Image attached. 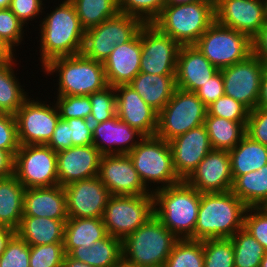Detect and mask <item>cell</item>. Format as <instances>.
Segmentation results:
<instances>
[{"instance_id":"obj_1","label":"cell","mask_w":267,"mask_h":267,"mask_svg":"<svg viewBox=\"0 0 267 267\" xmlns=\"http://www.w3.org/2000/svg\"><path fill=\"white\" fill-rule=\"evenodd\" d=\"M40 17V61L43 68L51 60L80 54L85 30L82 28L75 7L70 0L56 5L53 11Z\"/></svg>"},{"instance_id":"obj_2","label":"cell","mask_w":267,"mask_h":267,"mask_svg":"<svg viewBox=\"0 0 267 267\" xmlns=\"http://www.w3.org/2000/svg\"><path fill=\"white\" fill-rule=\"evenodd\" d=\"M247 208L231 190L201 193L194 240L231 238L243 229Z\"/></svg>"},{"instance_id":"obj_3","label":"cell","mask_w":267,"mask_h":267,"mask_svg":"<svg viewBox=\"0 0 267 267\" xmlns=\"http://www.w3.org/2000/svg\"><path fill=\"white\" fill-rule=\"evenodd\" d=\"M154 215L178 239L194 240L201 193L185 180L152 192Z\"/></svg>"},{"instance_id":"obj_4","label":"cell","mask_w":267,"mask_h":267,"mask_svg":"<svg viewBox=\"0 0 267 267\" xmlns=\"http://www.w3.org/2000/svg\"><path fill=\"white\" fill-rule=\"evenodd\" d=\"M177 240L153 214L122 240V263L130 267H164Z\"/></svg>"},{"instance_id":"obj_5","label":"cell","mask_w":267,"mask_h":267,"mask_svg":"<svg viewBox=\"0 0 267 267\" xmlns=\"http://www.w3.org/2000/svg\"><path fill=\"white\" fill-rule=\"evenodd\" d=\"M215 22V0L166 5L152 22L180 46L194 45Z\"/></svg>"},{"instance_id":"obj_6","label":"cell","mask_w":267,"mask_h":267,"mask_svg":"<svg viewBox=\"0 0 267 267\" xmlns=\"http://www.w3.org/2000/svg\"><path fill=\"white\" fill-rule=\"evenodd\" d=\"M41 69L48 76H59L57 95L89 96L108 86L103 63L82 53L55 58Z\"/></svg>"},{"instance_id":"obj_7","label":"cell","mask_w":267,"mask_h":267,"mask_svg":"<svg viewBox=\"0 0 267 267\" xmlns=\"http://www.w3.org/2000/svg\"><path fill=\"white\" fill-rule=\"evenodd\" d=\"M128 155L140 180L151 192L182 181L174 170L169 142L156 135L145 136Z\"/></svg>"},{"instance_id":"obj_8","label":"cell","mask_w":267,"mask_h":267,"mask_svg":"<svg viewBox=\"0 0 267 267\" xmlns=\"http://www.w3.org/2000/svg\"><path fill=\"white\" fill-rule=\"evenodd\" d=\"M194 45L219 70L253 54L252 39L248 35L222 26L216 21Z\"/></svg>"},{"instance_id":"obj_9","label":"cell","mask_w":267,"mask_h":267,"mask_svg":"<svg viewBox=\"0 0 267 267\" xmlns=\"http://www.w3.org/2000/svg\"><path fill=\"white\" fill-rule=\"evenodd\" d=\"M207 107L194 92L176 88L158 113L156 136L166 141L204 124Z\"/></svg>"},{"instance_id":"obj_10","label":"cell","mask_w":267,"mask_h":267,"mask_svg":"<svg viewBox=\"0 0 267 267\" xmlns=\"http://www.w3.org/2000/svg\"><path fill=\"white\" fill-rule=\"evenodd\" d=\"M143 24L139 18L119 12L115 17L85 31L81 53L103 63L117 45L129 42Z\"/></svg>"},{"instance_id":"obj_11","label":"cell","mask_w":267,"mask_h":267,"mask_svg":"<svg viewBox=\"0 0 267 267\" xmlns=\"http://www.w3.org/2000/svg\"><path fill=\"white\" fill-rule=\"evenodd\" d=\"M154 214L153 195H111L103 214L108 235L123 240Z\"/></svg>"},{"instance_id":"obj_12","label":"cell","mask_w":267,"mask_h":267,"mask_svg":"<svg viewBox=\"0 0 267 267\" xmlns=\"http://www.w3.org/2000/svg\"><path fill=\"white\" fill-rule=\"evenodd\" d=\"M14 175L25 188L58 185L57 152L47 145H20Z\"/></svg>"},{"instance_id":"obj_13","label":"cell","mask_w":267,"mask_h":267,"mask_svg":"<svg viewBox=\"0 0 267 267\" xmlns=\"http://www.w3.org/2000/svg\"><path fill=\"white\" fill-rule=\"evenodd\" d=\"M36 99L28 97L15 114L20 145H46L60 119L56 104Z\"/></svg>"},{"instance_id":"obj_14","label":"cell","mask_w":267,"mask_h":267,"mask_svg":"<svg viewBox=\"0 0 267 267\" xmlns=\"http://www.w3.org/2000/svg\"><path fill=\"white\" fill-rule=\"evenodd\" d=\"M266 64L254 54L221 69L224 94L241 102L249 110L258 106L261 80Z\"/></svg>"},{"instance_id":"obj_15","label":"cell","mask_w":267,"mask_h":267,"mask_svg":"<svg viewBox=\"0 0 267 267\" xmlns=\"http://www.w3.org/2000/svg\"><path fill=\"white\" fill-rule=\"evenodd\" d=\"M140 72L175 75L180 45L152 23L141 26Z\"/></svg>"},{"instance_id":"obj_16","label":"cell","mask_w":267,"mask_h":267,"mask_svg":"<svg viewBox=\"0 0 267 267\" xmlns=\"http://www.w3.org/2000/svg\"><path fill=\"white\" fill-rule=\"evenodd\" d=\"M215 21L253 39L267 21L265 0H215Z\"/></svg>"},{"instance_id":"obj_17","label":"cell","mask_w":267,"mask_h":267,"mask_svg":"<svg viewBox=\"0 0 267 267\" xmlns=\"http://www.w3.org/2000/svg\"><path fill=\"white\" fill-rule=\"evenodd\" d=\"M97 177L111 195H153L140 180L128 154L102 155Z\"/></svg>"},{"instance_id":"obj_18","label":"cell","mask_w":267,"mask_h":267,"mask_svg":"<svg viewBox=\"0 0 267 267\" xmlns=\"http://www.w3.org/2000/svg\"><path fill=\"white\" fill-rule=\"evenodd\" d=\"M70 218H102L111 194L98 177L64 186Z\"/></svg>"},{"instance_id":"obj_19","label":"cell","mask_w":267,"mask_h":267,"mask_svg":"<svg viewBox=\"0 0 267 267\" xmlns=\"http://www.w3.org/2000/svg\"><path fill=\"white\" fill-rule=\"evenodd\" d=\"M169 145L174 170L181 180H186L212 150L204 124L173 138Z\"/></svg>"},{"instance_id":"obj_20","label":"cell","mask_w":267,"mask_h":267,"mask_svg":"<svg viewBox=\"0 0 267 267\" xmlns=\"http://www.w3.org/2000/svg\"><path fill=\"white\" fill-rule=\"evenodd\" d=\"M185 181L200 193L231 190L233 178L229 152L212 149Z\"/></svg>"},{"instance_id":"obj_21","label":"cell","mask_w":267,"mask_h":267,"mask_svg":"<svg viewBox=\"0 0 267 267\" xmlns=\"http://www.w3.org/2000/svg\"><path fill=\"white\" fill-rule=\"evenodd\" d=\"M116 115L144 136H155L158 112L148 105L129 84L115 86Z\"/></svg>"},{"instance_id":"obj_22","label":"cell","mask_w":267,"mask_h":267,"mask_svg":"<svg viewBox=\"0 0 267 267\" xmlns=\"http://www.w3.org/2000/svg\"><path fill=\"white\" fill-rule=\"evenodd\" d=\"M102 154L94 145L73 146L57 152L58 185L98 176Z\"/></svg>"},{"instance_id":"obj_23","label":"cell","mask_w":267,"mask_h":267,"mask_svg":"<svg viewBox=\"0 0 267 267\" xmlns=\"http://www.w3.org/2000/svg\"><path fill=\"white\" fill-rule=\"evenodd\" d=\"M145 136L117 115L93 125V145L102 155L128 154Z\"/></svg>"},{"instance_id":"obj_24","label":"cell","mask_w":267,"mask_h":267,"mask_svg":"<svg viewBox=\"0 0 267 267\" xmlns=\"http://www.w3.org/2000/svg\"><path fill=\"white\" fill-rule=\"evenodd\" d=\"M218 71L195 45L180 46L175 74L176 88L195 92Z\"/></svg>"},{"instance_id":"obj_25","label":"cell","mask_w":267,"mask_h":267,"mask_svg":"<svg viewBox=\"0 0 267 267\" xmlns=\"http://www.w3.org/2000/svg\"><path fill=\"white\" fill-rule=\"evenodd\" d=\"M141 28L127 43L117 45L103 62L108 85L129 84L140 72Z\"/></svg>"},{"instance_id":"obj_26","label":"cell","mask_w":267,"mask_h":267,"mask_svg":"<svg viewBox=\"0 0 267 267\" xmlns=\"http://www.w3.org/2000/svg\"><path fill=\"white\" fill-rule=\"evenodd\" d=\"M23 216L68 219L64 187L25 188Z\"/></svg>"},{"instance_id":"obj_27","label":"cell","mask_w":267,"mask_h":267,"mask_svg":"<svg viewBox=\"0 0 267 267\" xmlns=\"http://www.w3.org/2000/svg\"><path fill=\"white\" fill-rule=\"evenodd\" d=\"M67 219L23 216L15 233L28 245L64 243Z\"/></svg>"},{"instance_id":"obj_28","label":"cell","mask_w":267,"mask_h":267,"mask_svg":"<svg viewBox=\"0 0 267 267\" xmlns=\"http://www.w3.org/2000/svg\"><path fill=\"white\" fill-rule=\"evenodd\" d=\"M129 85L158 113L169 102L176 89L175 75L143 72H139Z\"/></svg>"},{"instance_id":"obj_29","label":"cell","mask_w":267,"mask_h":267,"mask_svg":"<svg viewBox=\"0 0 267 267\" xmlns=\"http://www.w3.org/2000/svg\"><path fill=\"white\" fill-rule=\"evenodd\" d=\"M68 255L91 267H117L122 263V240L107 234L90 248L78 246Z\"/></svg>"},{"instance_id":"obj_30","label":"cell","mask_w":267,"mask_h":267,"mask_svg":"<svg viewBox=\"0 0 267 267\" xmlns=\"http://www.w3.org/2000/svg\"><path fill=\"white\" fill-rule=\"evenodd\" d=\"M25 187L13 174L0 178V226L14 231L23 217Z\"/></svg>"},{"instance_id":"obj_31","label":"cell","mask_w":267,"mask_h":267,"mask_svg":"<svg viewBox=\"0 0 267 267\" xmlns=\"http://www.w3.org/2000/svg\"><path fill=\"white\" fill-rule=\"evenodd\" d=\"M107 235L102 218H70L65 224L64 251L69 254L75 247L90 248Z\"/></svg>"},{"instance_id":"obj_32","label":"cell","mask_w":267,"mask_h":267,"mask_svg":"<svg viewBox=\"0 0 267 267\" xmlns=\"http://www.w3.org/2000/svg\"><path fill=\"white\" fill-rule=\"evenodd\" d=\"M233 181L243 174L258 171L267 164V146L246 134L236 147L228 151Z\"/></svg>"},{"instance_id":"obj_33","label":"cell","mask_w":267,"mask_h":267,"mask_svg":"<svg viewBox=\"0 0 267 267\" xmlns=\"http://www.w3.org/2000/svg\"><path fill=\"white\" fill-rule=\"evenodd\" d=\"M231 192L248 208L267 207V164L258 171L238 176Z\"/></svg>"},{"instance_id":"obj_34","label":"cell","mask_w":267,"mask_h":267,"mask_svg":"<svg viewBox=\"0 0 267 267\" xmlns=\"http://www.w3.org/2000/svg\"><path fill=\"white\" fill-rule=\"evenodd\" d=\"M247 122H236L216 116H206L204 125L212 149L230 151L246 134Z\"/></svg>"},{"instance_id":"obj_35","label":"cell","mask_w":267,"mask_h":267,"mask_svg":"<svg viewBox=\"0 0 267 267\" xmlns=\"http://www.w3.org/2000/svg\"><path fill=\"white\" fill-rule=\"evenodd\" d=\"M16 62L0 64V113L15 115L29 97L15 75Z\"/></svg>"},{"instance_id":"obj_36","label":"cell","mask_w":267,"mask_h":267,"mask_svg":"<svg viewBox=\"0 0 267 267\" xmlns=\"http://www.w3.org/2000/svg\"><path fill=\"white\" fill-rule=\"evenodd\" d=\"M79 17L82 28L86 31L109 18L115 17L120 11L117 0H70Z\"/></svg>"},{"instance_id":"obj_37","label":"cell","mask_w":267,"mask_h":267,"mask_svg":"<svg viewBox=\"0 0 267 267\" xmlns=\"http://www.w3.org/2000/svg\"><path fill=\"white\" fill-rule=\"evenodd\" d=\"M234 249V267H260L266 252L263 246L245 229L231 237Z\"/></svg>"},{"instance_id":"obj_38","label":"cell","mask_w":267,"mask_h":267,"mask_svg":"<svg viewBox=\"0 0 267 267\" xmlns=\"http://www.w3.org/2000/svg\"><path fill=\"white\" fill-rule=\"evenodd\" d=\"M164 267H204L203 241L178 239Z\"/></svg>"},{"instance_id":"obj_39","label":"cell","mask_w":267,"mask_h":267,"mask_svg":"<svg viewBox=\"0 0 267 267\" xmlns=\"http://www.w3.org/2000/svg\"><path fill=\"white\" fill-rule=\"evenodd\" d=\"M204 267H234L231 238L203 240Z\"/></svg>"},{"instance_id":"obj_40","label":"cell","mask_w":267,"mask_h":267,"mask_svg":"<svg viewBox=\"0 0 267 267\" xmlns=\"http://www.w3.org/2000/svg\"><path fill=\"white\" fill-rule=\"evenodd\" d=\"M92 109L90 122L92 125L105 122L116 115V91L108 85L104 89L89 95Z\"/></svg>"},{"instance_id":"obj_41","label":"cell","mask_w":267,"mask_h":267,"mask_svg":"<svg viewBox=\"0 0 267 267\" xmlns=\"http://www.w3.org/2000/svg\"><path fill=\"white\" fill-rule=\"evenodd\" d=\"M120 13L152 23L167 5V0H117Z\"/></svg>"},{"instance_id":"obj_42","label":"cell","mask_w":267,"mask_h":267,"mask_svg":"<svg viewBox=\"0 0 267 267\" xmlns=\"http://www.w3.org/2000/svg\"><path fill=\"white\" fill-rule=\"evenodd\" d=\"M55 97L57 100L54 103L56 102L61 119H90L92 105L89 96L56 95Z\"/></svg>"},{"instance_id":"obj_43","label":"cell","mask_w":267,"mask_h":267,"mask_svg":"<svg viewBox=\"0 0 267 267\" xmlns=\"http://www.w3.org/2000/svg\"><path fill=\"white\" fill-rule=\"evenodd\" d=\"M64 243L30 246V267H63Z\"/></svg>"},{"instance_id":"obj_44","label":"cell","mask_w":267,"mask_h":267,"mask_svg":"<svg viewBox=\"0 0 267 267\" xmlns=\"http://www.w3.org/2000/svg\"><path fill=\"white\" fill-rule=\"evenodd\" d=\"M250 110L241 102L223 95L207 107L206 116H216L236 122H247Z\"/></svg>"},{"instance_id":"obj_45","label":"cell","mask_w":267,"mask_h":267,"mask_svg":"<svg viewBox=\"0 0 267 267\" xmlns=\"http://www.w3.org/2000/svg\"><path fill=\"white\" fill-rule=\"evenodd\" d=\"M24 27L26 28L9 8L0 9V38L14 51L24 40Z\"/></svg>"},{"instance_id":"obj_46","label":"cell","mask_w":267,"mask_h":267,"mask_svg":"<svg viewBox=\"0 0 267 267\" xmlns=\"http://www.w3.org/2000/svg\"><path fill=\"white\" fill-rule=\"evenodd\" d=\"M29 259L30 245L15 233L0 255V267H30Z\"/></svg>"},{"instance_id":"obj_47","label":"cell","mask_w":267,"mask_h":267,"mask_svg":"<svg viewBox=\"0 0 267 267\" xmlns=\"http://www.w3.org/2000/svg\"><path fill=\"white\" fill-rule=\"evenodd\" d=\"M243 229L267 251V207H249L244 215Z\"/></svg>"},{"instance_id":"obj_48","label":"cell","mask_w":267,"mask_h":267,"mask_svg":"<svg viewBox=\"0 0 267 267\" xmlns=\"http://www.w3.org/2000/svg\"><path fill=\"white\" fill-rule=\"evenodd\" d=\"M20 147L15 115L0 113V149L13 157Z\"/></svg>"},{"instance_id":"obj_49","label":"cell","mask_w":267,"mask_h":267,"mask_svg":"<svg viewBox=\"0 0 267 267\" xmlns=\"http://www.w3.org/2000/svg\"><path fill=\"white\" fill-rule=\"evenodd\" d=\"M246 135L267 146V108L257 106L250 110L246 124Z\"/></svg>"},{"instance_id":"obj_50","label":"cell","mask_w":267,"mask_h":267,"mask_svg":"<svg viewBox=\"0 0 267 267\" xmlns=\"http://www.w3.org/2000/svg\"><path fill=\"white\" fill-rule=\"evenodd\" d=\"M44 0H11L9 9L27 27L29 21L36 20L37 16L45 12Z\"/></svg>"},{"instance_id":"obj_51","label":"cell","mask_w":267,"mask_h":267,"mask_svg":"<svg viewBox=\"0 0 267 267\" xmlns=\"http://www.w3.org/2000/svg\"><path fill=\"white\" fill-rule=\"evenodd\" d=\"M73 146L93 145V125L89 119H67Z\"/></svg>"},{"instance_id":"obj_52","label":"cell","mask_w":267,"mask_h":267,"mask_svg":"<svg viewBox=\"0 0 267 267\" xmlns=\"http://www.w3.org/2000/svg\"><path fill=\"white\" fill-rule=\"evenodd\" d=\"M224 81L221 70L198 88L194 93L200 98L206 107L224 95Z\"/></svg>"},{"instance_id":"obj_53","label":"cell","mask_w":267,"mask_h":267,"mask_svg":"<svg viewBox=\"0 0 267 267\" xmlns=\"http://www.w3.org/2000/svg\"><path fill=\"white\" fill-rule=\"evenodd\" d=\"M46 145L55 152L73 147L72 139H70V127L67 120L59 119L54 133Z\"/></svg>"},{"instance_id":"obj_54","label":"cell","mask_w":267,"mask_h":267,"mask_svg":"<svg viewBox=\"0 0 267 267\" xmlns=\"http://www.w3.org/2000/svg\"><path fill=\"white\" fill-rule=\"evenodd\" d=\"M253 54L267 65V21L252 39Z\"/></svg>"},{"instance_id":"obj_55","label":"cell","mask_w":267,"mask_h":267,"mask_svg":"<svg viewBox=\"0 0 267 267\" xmlns=\"http://www.w3.org/2000/svg\"><path fill=\"white\" fill-rule=\"evenodd\" d=\"M14 174V157L5 150L0 149V178Z\"/></svg>"},{"instance_id":"obj_56","label":"cell","mask_w":267,"mask_h":267,"mask_svg":"<svg viewBox=\"0 0 267 267\" xmlns=\"http://www.w3.org/2000/svg\"><path fill=\"white\" fill-rule=\"evenodd\" d=\"M14 50L0 38V64H5L16 59Z\"/></svg>"},{"instance_id":"obj_57","label":"cell","mask_w":267,"mask_h":267,"mask_svg":"<svg viewBox=\"0 0 267 267\" xmlns=\"http://www.w3.org/2000/svg\"><path fill=\"white\" fill-rule=\"evenodd\" d=\"M258 106L267 108V65L266 68L264 69L261 80Z\"/></svg>"},{"instance_id":"obj_58","label":"cell","mask_w":267,"mask_h":267,"mask_svg":"<svg viewBox=\"0 0 267 267\" xmlns=\"http://www.w3.org/2000/svg\"><path fill=\"white\" fill-rule=\"evenodd\" d=\"M15 234V231L11 228L0 226V255L6 248V244Z\"/></svg>"},{"instance_id":"obj_59","label":"cell","mask_w":267,"mask_h":267,"mask_svg":"<svg viewBox=\"0 0 267 267\" xmlns=\"http://www.w3.org/2000/svg\"><path fill=\"white\" fill-rule=\"evenodd\" d=\"M63 267H91V266L81 261H77L71 258L68 254H65V257L63 259Z\"/></svg>"},{"instance_id":"obj_60","label":"cell","mask_w":267,"mask_h":267,"mask_svg":"<svg viewBox=\"0 0 267 267\" xmlns=\"http://www.w3.org/2000/svg\"><path fill=\"white\" fill-rule=\"evenodd\" d=\"M199 0H167V5H178V4H186L192 3Z\"/></svg>"},{"instance_id":"obj_61","label":"cell","mask_w":267,"mask_h":267,"mask_svg":"<svg viewBox=\"0 0 267 267\" xmlns=\"http://www.w3.org/2000/svg\"><path fill=\"white\" fill-rule=\"evenodd\" d=\"M11 0H0V9L9 8Z\"/></svg>"},{"instance_id":"obj_62","label":"cell","mask_w":267,"mask_h":267,"mask_svg":"<svg viewBox=\"0 0 267 267\" xmlns=\"http://www.w3.org/2000/svg\"><path fill=\"white\" fill-rule=\"evenodd\" d=\"M260 267H267V251L265 252V254L261 260Z\"/></svg>"},{"instance_id":"obj_63","label":"cell","mask_w":267,"mask_h":267,"mask_svg":"<svg viewBox=\"0 0 267 267\" xmlns=\"http://www.w3.org/2000/svg\"><path fill=\"white\" fill-rule=\"evenodd\" d=\"M117 267H130V266H127V265H125L124 263H121V264L118 265Z\"/></svg>"}]
</instances>
